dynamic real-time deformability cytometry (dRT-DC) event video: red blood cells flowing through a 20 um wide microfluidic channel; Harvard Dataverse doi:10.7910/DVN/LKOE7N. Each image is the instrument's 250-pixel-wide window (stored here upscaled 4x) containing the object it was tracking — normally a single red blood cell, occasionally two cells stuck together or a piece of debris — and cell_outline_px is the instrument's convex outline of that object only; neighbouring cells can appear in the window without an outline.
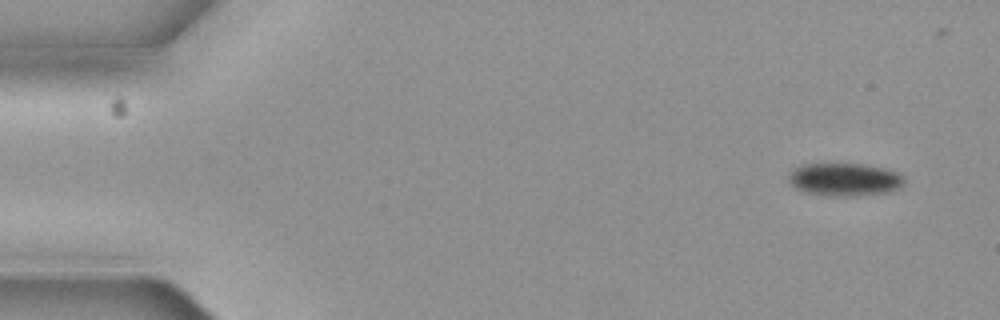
{"species": "common noctule bat (a hibernating species)", "species_latin": "Nyctalus noctula", "temperature_condition": "cold", "stored_images_in_passage": 5, "camera_frame_rate_fps": 3000, "um_per_image_px": 0.085, "animal": {"sex": "female", "body_mass_g": 19.3, "forearm_length_mm": 54.1}, "frame": {"image": 1, "passage_image": 1, "time_ms": 0.0, "image_size_px": [1000, 320], "cell_outline_px": [[904, 184], [888, 192], [860, 196], [832, 196], [804, 192], [796, 188], [788, 180], [788, 176], [796, 168], [804, 164], [864, 164], [884, 168], [896, 172], [904, 176]], "centroid_in_image_um": [71.81, 15.26], "position_along_channel_um": 13.2, "area_um2": 22.08}}